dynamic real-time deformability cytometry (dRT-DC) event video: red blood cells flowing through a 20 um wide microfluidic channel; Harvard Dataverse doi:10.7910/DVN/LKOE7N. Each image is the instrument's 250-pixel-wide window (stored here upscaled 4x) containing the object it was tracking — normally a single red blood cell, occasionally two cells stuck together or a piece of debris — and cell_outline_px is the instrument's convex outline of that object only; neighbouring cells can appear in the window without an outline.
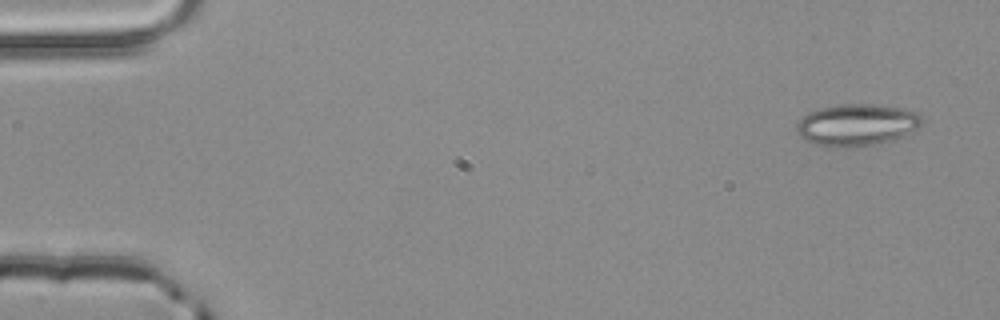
{"species": "common noctule bat (a hibernating species)", "species_latin": "Nyctalus noctula", "temperature_condition": "room temperature", "stored_images_in_passage": 3, "camera_frame_rate_fps": 3000, "um_per_image_px": 0.085, "animal": {"sex": "male", "body_mass_g": 20.4}, "frame": {"image": 1, "passage_image": 1, "time_ms": 0.0, "image_size_px": [1000, 320], "cell_outline_px": [[924, 124], [900, 136], [876, 144], [848, 148], [840, 148], [816, 144], [804, 140], [796, 132], [796, 124], [800, 116], [808, 112], [820, 108], [840, 104], [876, 104], [904, 108], [916, 112], [924, 120]], "centroid_in_image_um": [72.78, 10.6], "position_along_channel_um": 12.2, "area_um2": 30.75}}